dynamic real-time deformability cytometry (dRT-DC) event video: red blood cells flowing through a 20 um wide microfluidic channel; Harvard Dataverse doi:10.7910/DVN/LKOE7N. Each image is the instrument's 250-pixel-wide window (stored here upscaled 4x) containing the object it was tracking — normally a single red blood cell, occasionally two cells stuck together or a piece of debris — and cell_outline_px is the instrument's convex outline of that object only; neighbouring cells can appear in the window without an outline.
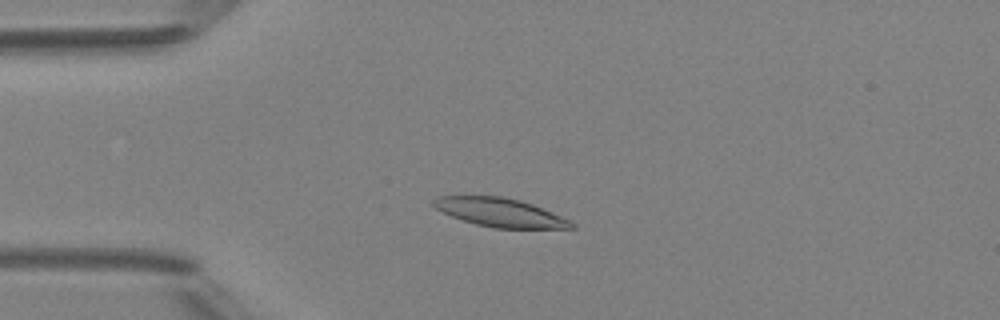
{"species": "Egyptian fruit bat (a non-hibernating species)", "species_latin": "Rousettus aegyptiacus", "temperature_condition": "room temperature", "stored_images_in_passage": 49, "camera_frame_rate_fps": 3000, "um_per_image_px": 0.085, "animal": {"sex": "female"}, "frame": {"image": 1, "passage_image": 12, "time_ms": 3.667, "image_size_px": [1000, 320], "cell_outline_px": [[576, 228], [492, 228], [476, 224], [452, 216], [436, 208], [432, 204], [432, 200], [440, 196], [500, 196], [520, 200], [532, 204], [560, 216], [576, 224]], "centroid_in_image_um": [42.5, 18.06], "position_along_channel_um": 42.5, "area_um2": 22.66}}
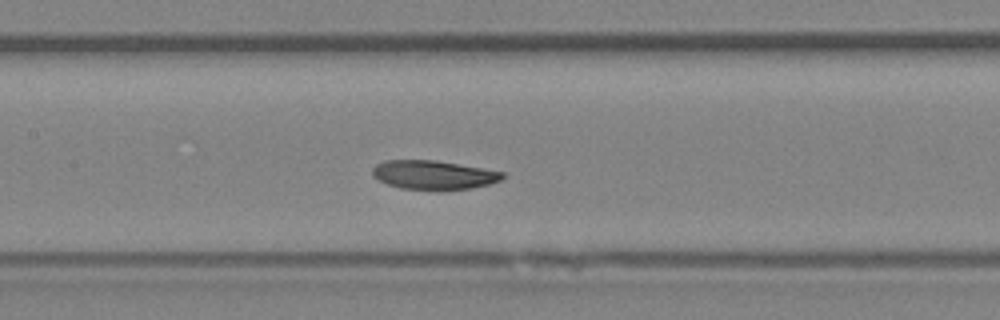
{"frame": {"image": 2, "passage_image": 23, "time_ms": 7.333, "image_size_px": [1000, 320], "cell_outline_px": [[504, 176], [500, 180], [492, 184], [472, 188], [400, 188], [388, 184], [372, 176], [372, 168], [376, 164], [384, 160], [436, 160], [504, 172]], "centroid_in_image_um": [36.84, 14.84], "position_along_channel_um": 170.6, "area_um2": 21.44}}
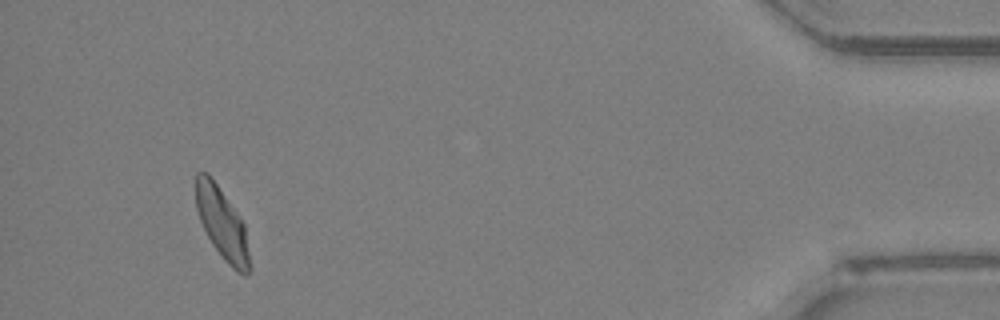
{"frame": {"image": 3, "passage_image": 46, "time_ms": 15.0, "image_size_px": [1000, 320], "cell_outline_px": [[252, 272], [244, 276], [236, 272], [224, 260], [212, 244], [200, 220], [196, 208], [196, 172], [208, 172], [240, 216], [244, 224], [252, 268]], "centroid_in_image_um": [18.91, 19.06], "position_along_channel_um": 416.3, "area_um2": 22.54}, "authors_computed_cell_mechanics": {"area_um2": 22.7154, "velocity_mm_per_s": 4.1382, "shape_relaxation_time_tau1_ms": 4.626, "shape_relaxation_time_tau2_ms": 2.0777, "deformation_change_tau1": 0.129, "deformation_change_tau2": 0.0599}}